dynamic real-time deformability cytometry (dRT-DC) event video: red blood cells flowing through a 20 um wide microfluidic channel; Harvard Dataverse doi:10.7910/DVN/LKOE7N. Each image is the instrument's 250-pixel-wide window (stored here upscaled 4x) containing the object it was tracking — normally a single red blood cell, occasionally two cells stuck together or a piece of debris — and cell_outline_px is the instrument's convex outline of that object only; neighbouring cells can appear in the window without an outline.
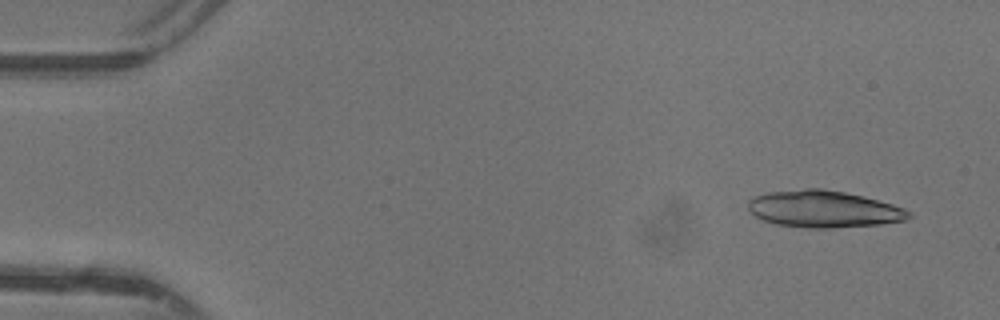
{"species": "common noctule bat (a hibernating species)", "species_latin": "Nyctalus noctula", "temperature_condition": "warm", "stored_images_in_passage": 8, "camera_frame_rate_fps": 3000, "um_per_image_px": 0.085, "animal": {"sex": "female"}, "frame": {"image": 1, "passage_image": 3, "time_ms": 0.667, "image_size_px": [1000, 320], "cell_outline_px": [[912, 216], [908, 220], [880, 224], [832, 228], [812, 228], [776, 224], [764, 220], [756, 216], [748, 208], [748, 200], [756, 196], [768, 192], [804, 188], [820, 188], [844, 192], [864, 196], [892, 204], [904, 208], [912, 212]], "centroid_in_image_um": [70.05, 17.76], "position_along_channel_um": 14.9, "area_um2": 34.56}}